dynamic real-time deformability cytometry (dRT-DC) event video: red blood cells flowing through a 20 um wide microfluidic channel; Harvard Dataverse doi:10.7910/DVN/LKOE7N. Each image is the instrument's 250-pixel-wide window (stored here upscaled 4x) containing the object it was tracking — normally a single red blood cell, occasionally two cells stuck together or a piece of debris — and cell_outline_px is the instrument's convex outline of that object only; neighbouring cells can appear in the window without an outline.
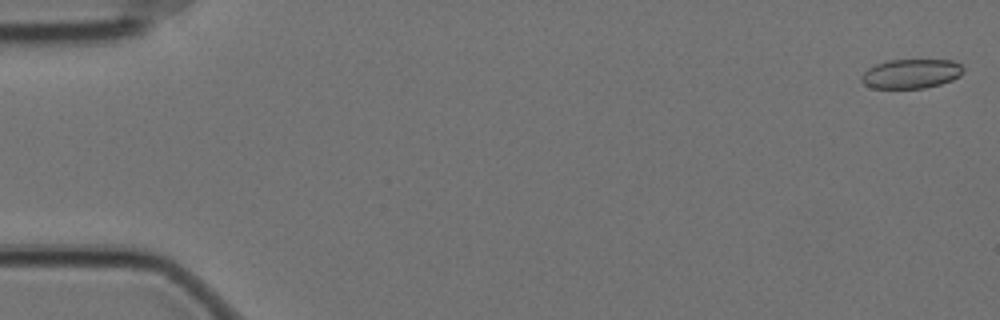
{"species": "Egyptian fruit bat (a non-hibernating species)", "species_latin": "Rousettus aegyptiacus", "temperature_condition": "cold", "stored_images_in_passage": 59, "camera_frame_rate_fps": 3000, "um_per_image_px": 0.085, "animal": {"sex": "female"}, "frame": {"image": 1, "passage_image": 2, "time_ms": 0.333, "image_size_px": [1000, 320], "cell_outline_px": [[964, 72], [960, 76], [952, 80], [940, 84], [924, 88], [872, 88], [864, 84], [860, 80], [860, 76], [868, 68], [876, 64], [888, 60], [952, 60], [960, 64], [964, 68]], "centroid_in_image_um": [77.44, 6.26], "position_along_channel_um": 7.6, "area_um2": 17.51}}
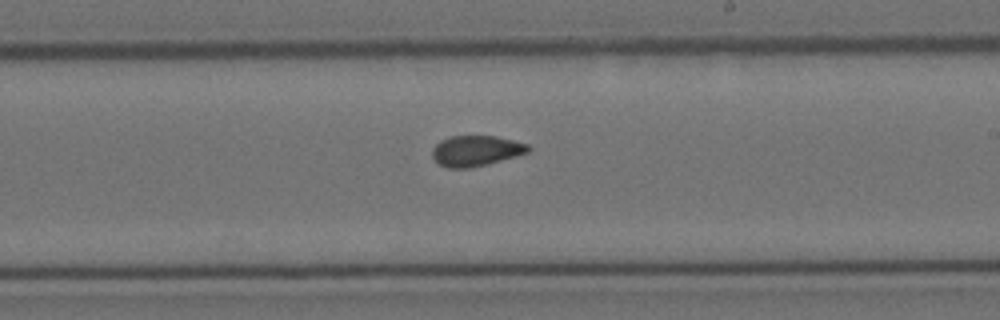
{"frame": {"image": 2, "passage_image": 35, "time_ms": 11.333, "image_size_px": [1000, 320], "cell_outline_px": [[532, 148], [528, 152], [516, 156], [468, 168], [448, 168], [440, 164], [432, 156], [432, 148], [440, 140], [448, 136], [496, 136], [528, 144]], "centroid_in_image_um": [40.44, 12.8], "position_along_channel_um": 248.6, "area_um2": 16.94}}
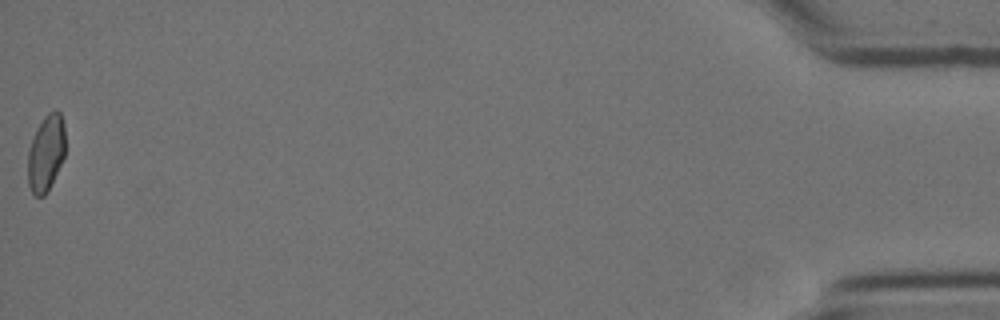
{"frame": {"image": 3, "passage_image": 59, "time_ms": 19.333, "image_size_px": [1000, 320], "cell_outline_px": [[64, 156], [44, 196], [36, 196], [32, 192], [28, 184], [28, 148], [36, 128], [44, 116], [48, 112], [56, 108], [60, 112], [64, 124]], "centroid_in_image_um": [3.89, 12.94], "position_along_channel_um": 431.3, "area_um2": 16.53}, "authors_computed_cell_mechanics": {"area_um2": 17.5134, "velocity_mm_per_s": 3.4993, "shape_relaxation_time_tau1_ms": null, "shape_relaxation_time_tau2_ms": 2.2652, "deformation_change_tau1": null, "deformation_change_tau2": 0.0635}}